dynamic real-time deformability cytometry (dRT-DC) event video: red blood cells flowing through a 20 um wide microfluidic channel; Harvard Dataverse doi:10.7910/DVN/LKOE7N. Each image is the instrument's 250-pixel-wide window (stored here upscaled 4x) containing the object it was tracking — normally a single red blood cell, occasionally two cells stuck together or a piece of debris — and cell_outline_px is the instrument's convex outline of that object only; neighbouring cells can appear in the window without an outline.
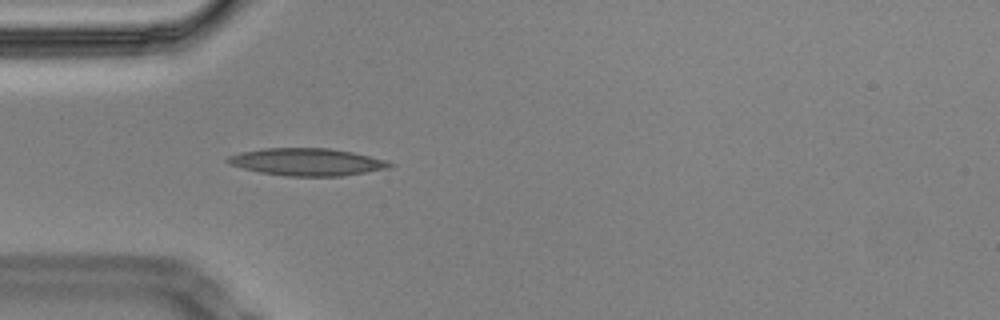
{"species": "Egyptian fruit bat (a non-hibernating species)", "species_latin": "Rousettus aegyptiacus", "temperature_condition": "cold", "stored_images_in_passage": 7, "camera_frame_rate_fps": 3000, "um_per_image_px": 0.085, "animal": {"sex": "male"}, "frame": {"image": 1, "passage_image": 1, "time_ms": 0.0, "image_size_px": [1000, 320], "cell_outline_px": [[396, 164], [388, 168], [344, 176], [284, 176], [260, 172], [228, 164], [224, 160], [228, 156], [244, 152], [264, 148], [332, 148], [352, 152], [384, 160]], "centroid_in_image_um": [26.09, 13.77], "position_along_channel_um": 58.9, "area_um2": 25.72}}
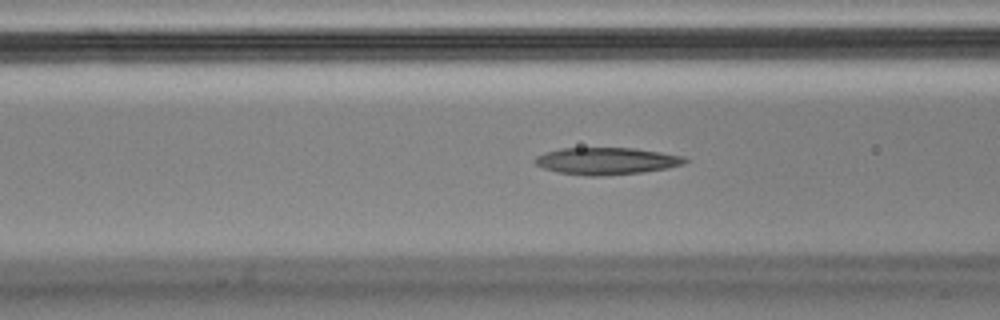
{"frame": {"image": 2, "passage_image": 6, "time_ms": 1.667, "image_size_px": [1000, 320], "cell_outline_px": [[688, 160], [684, 164], [668, 168], [640, 172], [600, 176], [588, 176], [556, 172], [544, 168], [536, 164], [532, 160], [536, 156], [544, 152], [560, 148], [632, 148], [660, 152], [684, 156]], "centroid_in_image_um": [51.51, 13.68], "position_along_channel_um": 115.1, "area_um2": 23.64}}